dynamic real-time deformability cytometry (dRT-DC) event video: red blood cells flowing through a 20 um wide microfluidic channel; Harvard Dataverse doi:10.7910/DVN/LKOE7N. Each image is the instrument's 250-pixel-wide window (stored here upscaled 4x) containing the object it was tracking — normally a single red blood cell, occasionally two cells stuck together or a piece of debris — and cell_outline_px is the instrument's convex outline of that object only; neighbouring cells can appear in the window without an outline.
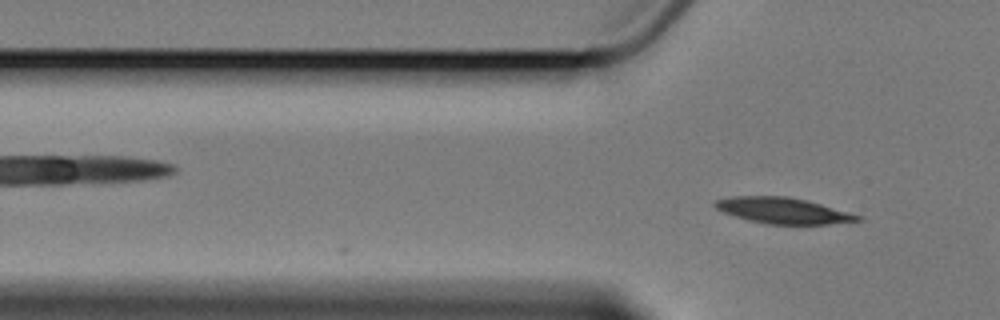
{"species": "Egyptian fruit bat (a non-hibernating species)", "species_latin": "Rousettus aegyptiacus", "temperature_condition": "cold", "stored_images_in_passage": 3, "camera_frame_rate_fps": 3000, "um_per_image_px": 0.085, "animal": {"sex": "female"}, "frame": {"image": 1, "passage_image": 3, "time_ms": 3.333, "image_size_px": [1000, 320], "cell_outline_px": [[864, 220], [856, 224], [768, 224], [748, 220], [724, 212], [716, 208], [712, 204], [716, 200], [732, 196], [784, 196], [804, 200], [820, 204], [864, 216]], "centroid_in_image_um": [66.68, 17.92], "position_along_channel_um": 59.1, "area_um2": 21.79}}